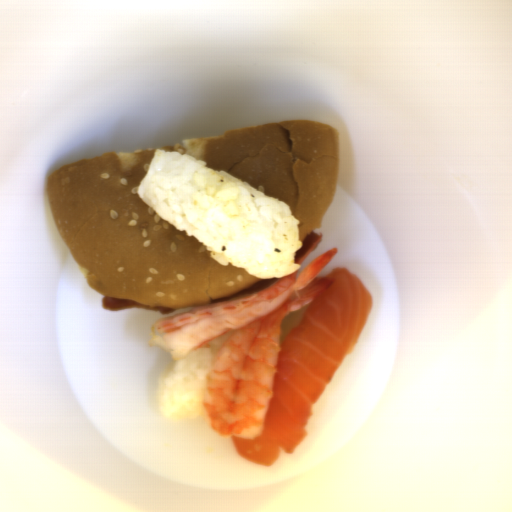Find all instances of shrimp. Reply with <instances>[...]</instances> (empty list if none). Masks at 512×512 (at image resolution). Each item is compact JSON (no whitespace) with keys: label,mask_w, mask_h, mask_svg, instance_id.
<instances>
[{"label":"shrimp","mask_w":512,"mask_h":512,"mask_svg":"<svg viewBox=\"0 0 512 512\" xmlns=\"http://www.w3.org/2000/svg\"><path fill=\"white\" fill-rule=\"evenodd\" d=\"M338 252L332 248L299 272L268 279L240 295L161 317L148 341L172 361L230 332L212 358L202 405L222 436L258 438L275 383L283 320L312 304L334 285L318 276Z\"/></svg>","instance_id":"shrimp-1"},{"label":"shrimp","mask_w":512,"mask_h":512,"mask_svg":"<svg viewBox=\"0 0 512 512\" xmlns=\"http://www.w3.org/2000/svg\"><path fill=\"white\" fill-rule=\"evenodd\" d=\"M324 238V233L312 231L305 234L301 244L302 247L298 251L294 252V262L299 265L317 249Z\"/></svg>","instance_id":"shrimp-2"}]
</instances>
